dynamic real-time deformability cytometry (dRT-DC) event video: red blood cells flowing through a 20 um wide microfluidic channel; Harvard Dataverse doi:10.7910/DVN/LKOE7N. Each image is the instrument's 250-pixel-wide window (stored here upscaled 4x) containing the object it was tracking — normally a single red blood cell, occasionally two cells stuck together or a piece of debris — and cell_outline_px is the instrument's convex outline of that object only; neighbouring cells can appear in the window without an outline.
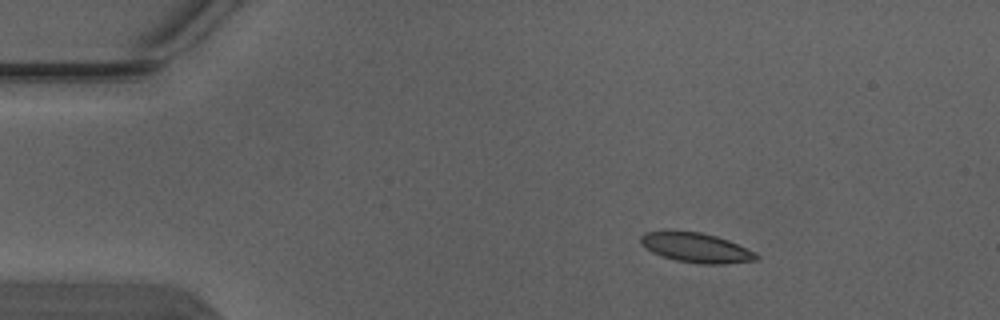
{"species": "Egyptian fruit bat (a non-hibernating species)", "species_latin": "Rousettus aegyptiacus", "temperature_condition": "warm", "stored_images_in_passage": 3, "camera_frame_rate_fps": 3000, "um_per_image_px": 0.085, "animal": {"sex": "male"}, "frame": {"image": 1, "passage_image": 1, "time_ms": 0.0, "image_size_px": [1000, 320], "cell_outline_px": [[760, 256], [756, 260], [724, 264], [704, 264], [676, 260], [652, 252], [640, 244], [640, 236], [644, 232], [700, 232], [716, 236], [728, 240], [756, 252]], "centroid_in_image_um": [59.2, 21.06], "position_along_channel_um": 25.8, "area_um2": 19.65}}
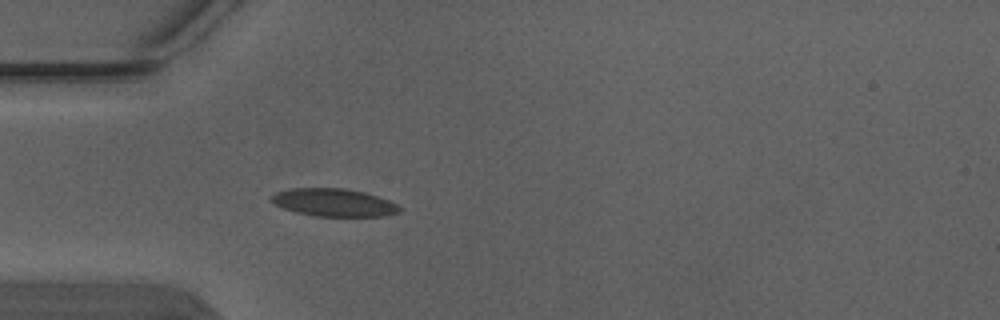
{"frame": {"image": 2, "passage_image": 3, "time_ms": 0.667, "image_size_px": [1000, 320], "cell_outline_px": [[400, 212], [384, 216], [312, 216], [296, 212], [272, 204], [268, 200], [268, 196], [276, 192], [288, 188], [344, 188], [364, 192], [388, 200], [396, 204], [400, 208]], "centroid_in_image_um": [28.29, 17.21], "position_along_channel_um": 56.7, "area_um2": 20.92}}